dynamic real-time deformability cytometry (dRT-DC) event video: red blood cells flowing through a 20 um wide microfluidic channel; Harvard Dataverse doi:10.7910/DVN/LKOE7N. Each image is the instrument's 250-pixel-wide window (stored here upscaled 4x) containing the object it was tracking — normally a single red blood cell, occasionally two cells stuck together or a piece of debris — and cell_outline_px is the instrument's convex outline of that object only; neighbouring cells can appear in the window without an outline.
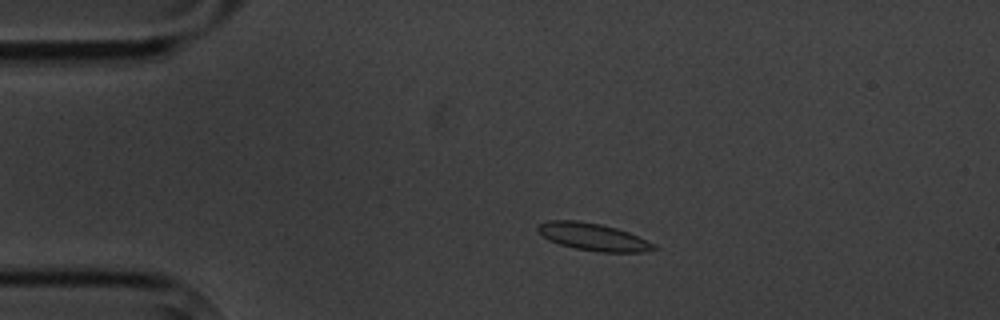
{"species": "common noctule bat (a hibernating species)", "species_latin": "Nyctalus noctula", "temperature_condition": "cold", "stored_images_in_passage": 5, "camera_frame_rate_fps": 3000, "um_per_image_px": 0.085, "animal": {"sex": "male", "body_mass_g": 20.1, "forearm_length_mm": 53.5}, "frame": {"image": 1, "passage_image": 3, "time_ms": 2.333, "image_size_px": [1000, 320], "cell_outline_px": [[660, 248], [644, 252], [600, 252], [576, 248], [560, 244], [548, 240], [536, 232], [536, 224], [548, 220], [576, 220], [600, 224], [616, 228], [628, 232], [656, 244]], "centroid_in_image_um": [50.39, 20.13], "position_along_channel_um": 34.6, "area_um2": 18.67}}
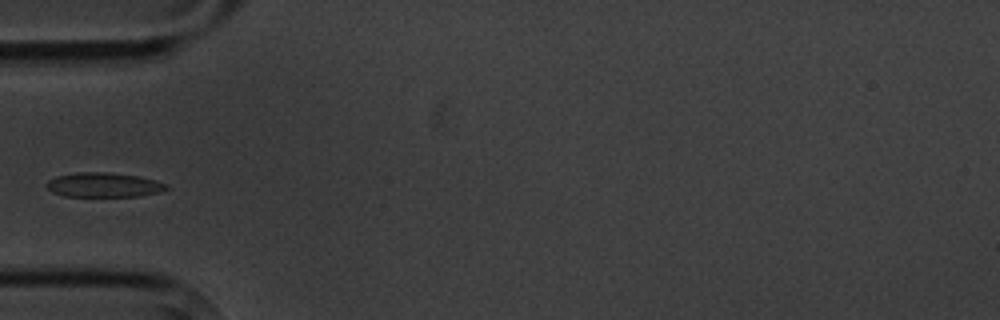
{"frame": {"image": 2, "passage_image": 5, "time_ms": 4.667, "image_size_px": [1000, 320], "cell_outline_px": [[168, 188], [156, 192], [140, 196], [64, 196], [52, 192], [44, 184], [48, 180], [56, 176], [80, 172], [108, 172], [136, 176], [156, 180], [168, 184]], "centroid_in_image_um": [8.78, 15.71], "position_along_channel_um": 76.2, "area_um2": 16.99}}